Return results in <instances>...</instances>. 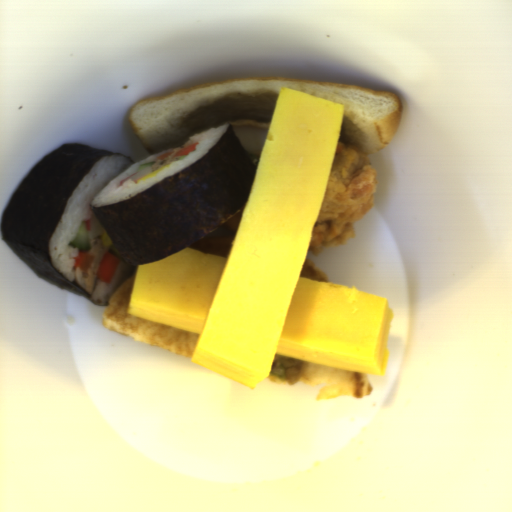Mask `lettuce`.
Returning <instances> with one entry per match:
<instances>
[{
  "label": "lettuce",
  "instance_id": "obj_1",
  "mask_svg": "<svg viewBox=\"0 0 512 512\" xmlns=\"http://www.w3.org/2000/svg\"><path fill=\"white\" fill-rule=\"evenodd\" d=\"M304 367L305 360L275 353L269 376L295 386L303 376Z\"/></svg>",
  "mask_w": 512,
  "mask_h": 512
}]
</instances>
